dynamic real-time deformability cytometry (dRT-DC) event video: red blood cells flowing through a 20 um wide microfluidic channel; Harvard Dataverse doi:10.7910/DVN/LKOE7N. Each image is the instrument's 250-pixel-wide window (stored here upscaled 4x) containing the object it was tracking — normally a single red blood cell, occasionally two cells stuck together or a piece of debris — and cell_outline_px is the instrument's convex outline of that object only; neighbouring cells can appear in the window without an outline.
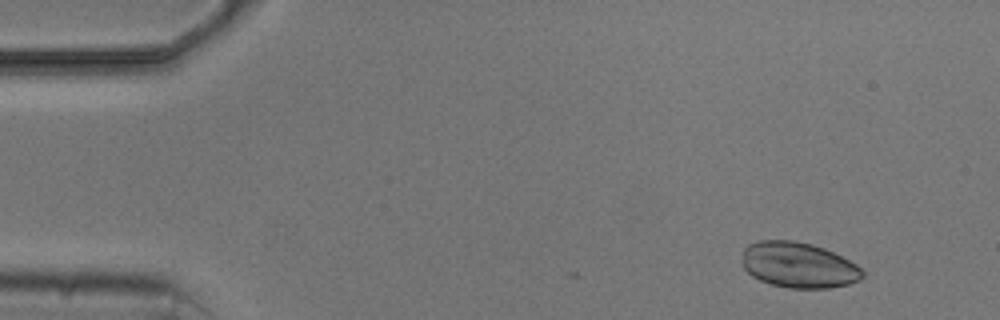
{"species": "common noctule bat (a hibernating species)", "species_latin": "Nyctalus noctula", "temperature_condition": "cold", "stored_images_in_passage": 4, "camera_frame_rate_fps": 3000, "um_per_image_px": 0.085, "animal": {"sex": "male", "body_mass_g": 20.5, "forearm_length_mm": 52.5}, "frame": {"image": 1, "passage_image": 2, "time_ms": 1.333, "image_size_px": [1000, 320], "cell_outline_px": [[864, 276], [860, 280], [848, 284], [828, 288], [788, 288], [772, 284], [760, 280], [752, 276], [744, 268], [744, 248], [748, 244], [760, 240], [792, 240], [812, 244], [824, 248], [856, 264], [864, 272]], "centroid_in_image_um": [67.88, 22.53], "position_along_channel_um": 17.1, "area_um2": 31.79}}